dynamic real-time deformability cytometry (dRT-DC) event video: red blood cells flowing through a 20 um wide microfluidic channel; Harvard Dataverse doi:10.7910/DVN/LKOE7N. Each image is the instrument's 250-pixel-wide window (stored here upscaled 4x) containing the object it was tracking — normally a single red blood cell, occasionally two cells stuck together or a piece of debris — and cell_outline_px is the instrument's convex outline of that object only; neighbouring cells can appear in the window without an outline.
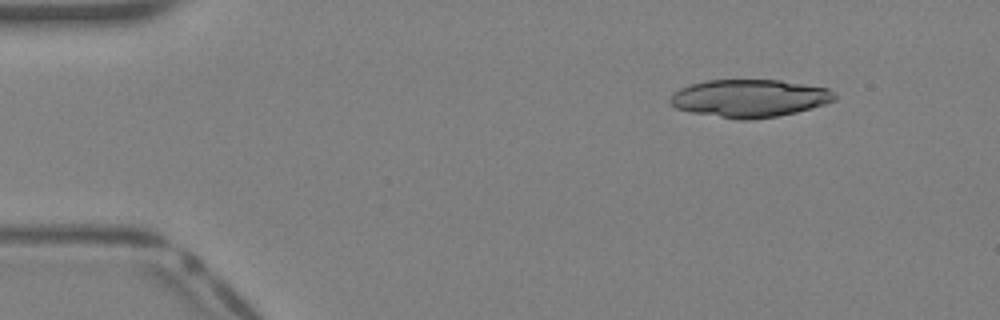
{"species": "Egyptian fruit bat (a non-hibernating species)", "species_latin": "Rousettus aegyptiacus", "temperature_condition": "warm", "stored_images_in_passage": 15, "camera_frame_rate_fps": 3000, "um_per_image_px": 0.085, "animal": {"sex": "female"}, "frame": {"image": 1, "passage_image": 5, "time_ms": 1.333, "image_size_px": [1000, 320], "cell_outline_px": [[836, 100], [824, 104], [796, 112], [776, 116], [752, 120], [736, 120], [692, 112], [676, 108], [668, 100], [672, 92], [680, 88], [692, 84], [708, 80], [780, 80], [828, 88], [836, 96]], "centroid_in_image_um": [63.68, 8.36], "position_along_channel_um": 21.3, "area_um2": 36.13}}